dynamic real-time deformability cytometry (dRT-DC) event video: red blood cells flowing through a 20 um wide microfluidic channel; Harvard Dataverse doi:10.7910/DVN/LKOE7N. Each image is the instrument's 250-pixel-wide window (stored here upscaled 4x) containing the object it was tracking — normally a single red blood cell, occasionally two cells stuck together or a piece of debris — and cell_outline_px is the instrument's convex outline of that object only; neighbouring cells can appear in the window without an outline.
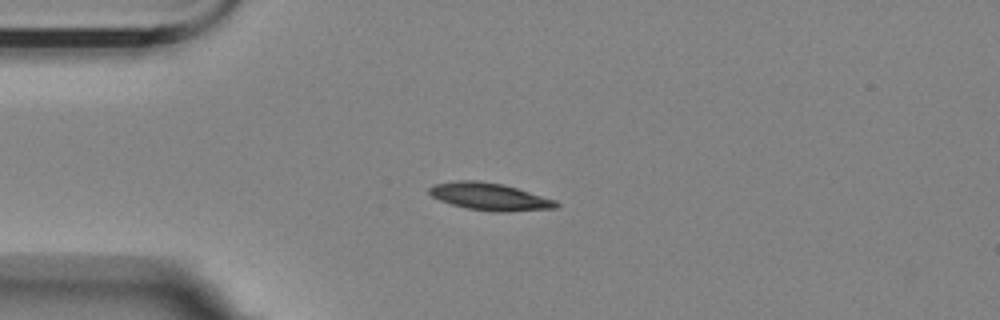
{"species": "Egyptian fruit bat (a non-hibernating species)", "species_latin": "Rousettus aegyptiacus", "temperature_condition": "room temperature", "stored_images_in_passage": 44, "camera_frame_rate_fps": 3000, "um_per_image_px": 0.085, "animal": {"sex": "female"}, "frame": {"image": 1, "passage_image": 1, "time_ms": 0.0, "image_size_px": [1000, 320], "cell_outline_px": [[560, 204], [556, 208], [508, 212], [492, 212], [468, 208], [452, 204], [440, 200], [432, 196], [428, 192], [428, 188], [432, 184], [452, 180], [476, 180], [500, 184], [516, 188], [556, 200]], "centroid_in_image_um": [41.59, 16.71], "position_along_channel_um": 43.4, "area_um2": 20.23}}
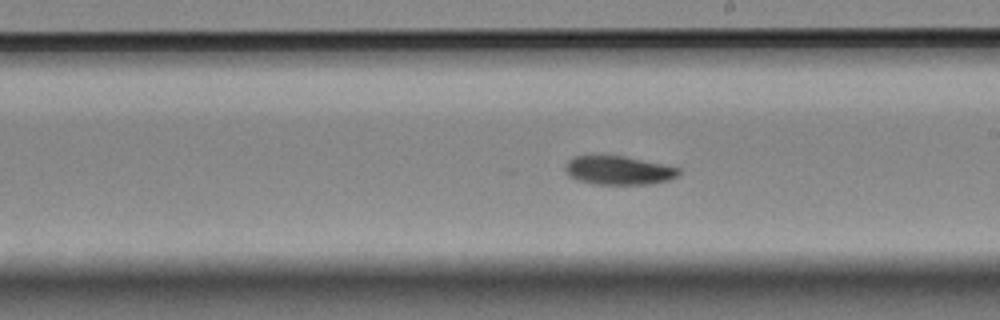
{"frame": {"image": 2, "passage_image": 19, "time_ms": 6.0, "image_size_px": [1000, 320], "cell_outline_px": [[680, 172], [676, 176], [668, 180], [652, 184], [592, 184], [576, 180], [568, 176], [564, 168], [564, 164], [572, 156], [624, 156], [680, 168]], "centroid_in_image_um": [52.52, 14.49], "position_along_channel_um": 236.5, "area_um2": 19.02}}
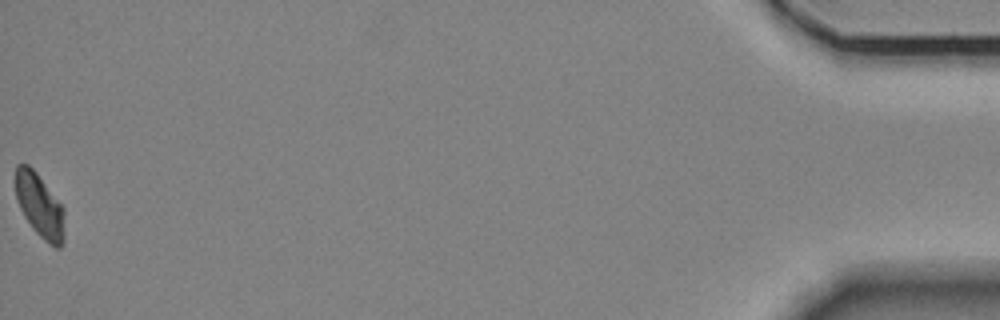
{"frame": {"image": 3, "passage_image": 44, "time_ms": 14.333, "image_size_px": [1000, 320], "cell_outline_px": [[64, 244], [60, 248], [56, 248], [44, 240], [32, 228], [24, 216], [20, 208], [16, 196], [16, 164], [28, 164], [36, 172], [64, 208]], "centroid_in_image_um": [3.39, 17.51], "position_along_channel_um": 431.8, "area_um2": 18.15}, "authors_computed_cell_mechanics": {"area_um2": 19.074, "velocity_mm_per_s": 3.5205, "shape_relaxation_time_tau1_ms": 4.0559, "shape_relaxation_time_tau2_ms": null, "deformation_change_tau1": 0.1168, "deformation_change_tau2": null}}